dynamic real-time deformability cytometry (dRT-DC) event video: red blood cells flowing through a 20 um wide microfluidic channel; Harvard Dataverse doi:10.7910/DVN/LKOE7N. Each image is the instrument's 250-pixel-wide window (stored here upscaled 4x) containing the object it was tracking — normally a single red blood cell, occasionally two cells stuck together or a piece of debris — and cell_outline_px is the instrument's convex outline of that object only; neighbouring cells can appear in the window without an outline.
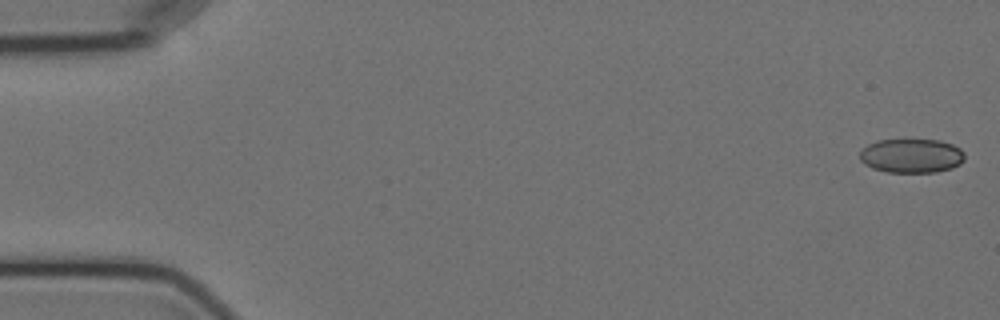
{"species": "Egyptian fruit bat (a non-hibernating species)", "species_latin": "Rousettus aegyptiacus", "temperature_condition": "cold", "stored_images_in_passage": 11, "camera_frame_rate_fps": 3000, "um_per_image_px": 0.085, "animal": {"sex": "female"}, "frame": {"image": 1, "passage_image": 1, "time_ms": 0.0, "image_size_px": [1000, 320], "cell_outline_px": [[964, 160], [960, 164], [952, 168], [936, 172], [888, 172], [872, 168], [864, 164], [860, 160], [860, 152], [868, 144], [876, 140], [940, 140], [952, 144], [960, 148], [964, 152]], "centroid_in_image_um": [77.48, 13.24], "position_along_channel_um": 7.5, "area_um2": 20.92}}
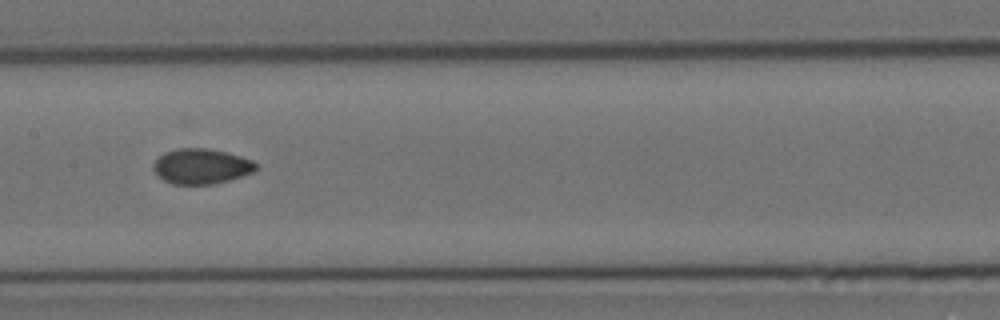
{"frame": {"image": 2, "passage_image": 8, "time_ms": 9.0, "image_size_px": [1000, 320], "cell_outline_px": [[256, 168], [252, 172], [228, 180], [212, 184], [172, 184], [164, 180], [152, 168], [152, 164], [164, 152], [180, 148], [208, 148], [228, 152], [252, 160], [256, 164]], "centroid_in_image_um": [17.09, 14.12], "position_along_channel_um": 190.3, "area_um2": 20.87}}
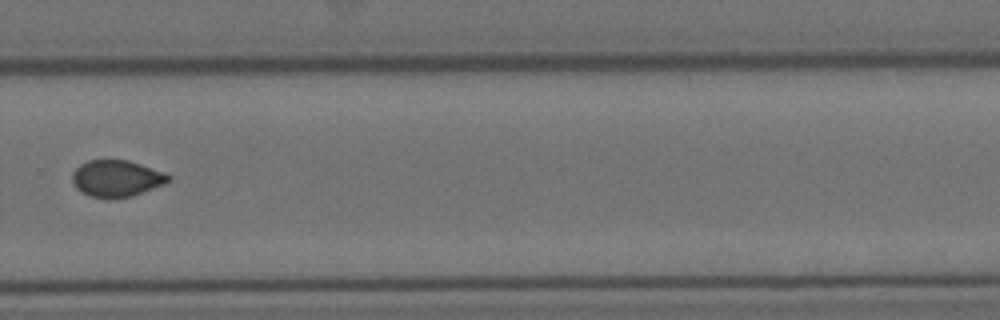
{"frame": {"image": 3, "passage_image": 11, "time_ms": 12.667, "image_size_px": [1000, 320], "cell_outline_px": [[172, 180], [164, 184], [132, 196], [92, 196], [76, 188], [72, 180], [72, 172], [80, 164], [88, 160], [128, 160], [164, 172], [172, 176]], "centroid_in_image_um": [9.93, 15.13], "position_along_channel_um": 319.9, "area_um2": 20.06}}